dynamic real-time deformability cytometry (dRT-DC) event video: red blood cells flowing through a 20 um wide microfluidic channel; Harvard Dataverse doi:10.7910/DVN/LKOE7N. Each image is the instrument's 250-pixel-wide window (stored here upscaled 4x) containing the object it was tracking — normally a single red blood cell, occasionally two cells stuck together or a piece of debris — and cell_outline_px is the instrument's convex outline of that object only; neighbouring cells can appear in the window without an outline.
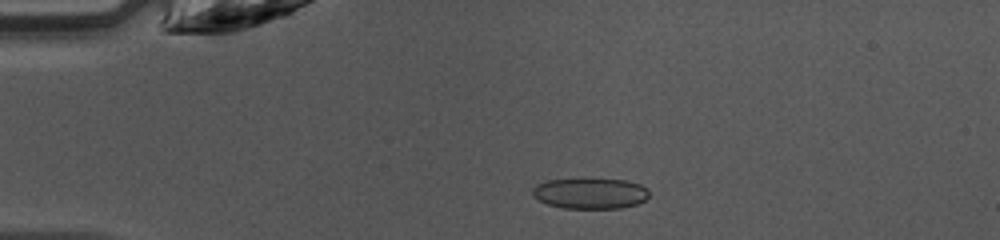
{"species": "common noctule bat (a hibernating species)", "species_latin": "Nyctalus noctula", "temperature_condition": "warm", "stored_images_in_passage": 39, "camera_frame_rate_fps": 3000, "um_per_image_px": 0.085, "animal": {"sex": "female", "body_mass_g": 10.0, "forearm_length_mm": 53.1}, "frame": {"image": 1, "passage_image": 2, "time_ms": 0.333, "image_size_px": [1000, 240], "cell_outline_px": [[648, 196], [644, 200], [636, 204], [620, 208], [564, 208], [548, 204], [532, 196], [532, 188], [536, 184], [548, 180], [628, 180], [640, 184], [648, 188]], "centroid_in_image_um": [50.17, 16.44], "position_along_channel_um": 34.8, "area_um2": 20.58}}
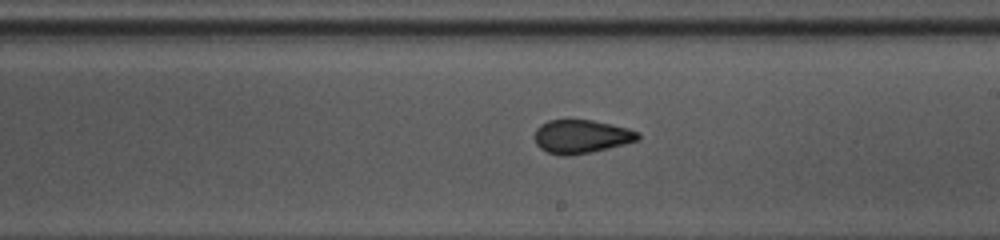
{"frame": {"image": 2, "passage_image": 19, "time_ms": 6.0, "image_size_px": [1000, 240], "cell_outline_px": [[640, 140], [608, 148], [568, 156], [560, 156], [548, 152], [540, 148], [536, 144], [536, 128], [540, 124], [548, 120], [592, 120], [612, 124], [628, 128], [640, 132]], "centroid_in_image_um": [49.43, 11.6], "position_along_channel_um": 239.6, "area_um2": 20.17}}
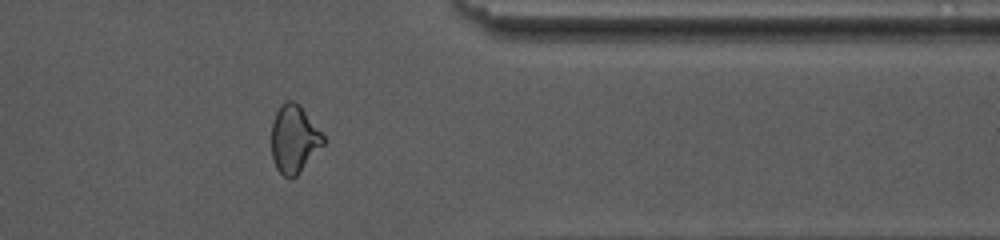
{"frame": {"image": 3, "passage_image": 30, "time_ms": 9.667, "image_size_px": [1000, 240], "cell_outline_px": [[324, 144], [300, 172], [292, 180], [288, 180], [276, 168], [272, 156], [272, 120], [280, 104], [284, 100], [292, 100], [300, 104], [324, 136]], "centroid_in_image_um": [24.99, 11.81], "position_along_channel_um": 386.4, "area_um2": 20.63}, "authors_computed_cell_mechanics": {"area_um2": 20.5768, "velocity_mm_per_s": 4.2629, "shape_relaxation_time_tau1_ms": 5.5629, "shape_relaxation_time_tau2_ms": 1.3113, "deformation_change_tau1": 0.1479, "deformation_change_tau2": 0.0573}}